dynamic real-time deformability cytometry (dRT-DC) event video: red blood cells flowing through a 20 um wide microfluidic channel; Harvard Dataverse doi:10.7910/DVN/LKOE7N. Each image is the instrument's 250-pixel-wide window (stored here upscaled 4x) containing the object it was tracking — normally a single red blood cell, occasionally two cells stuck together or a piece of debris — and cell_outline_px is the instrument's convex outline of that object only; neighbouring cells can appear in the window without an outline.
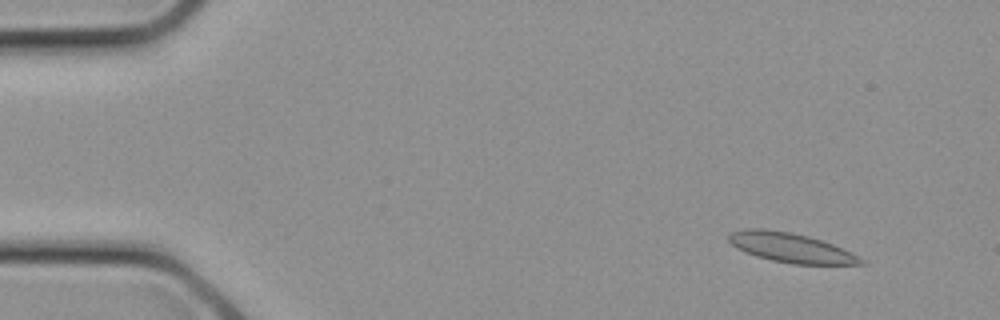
{"species": "common noctule bat (a hibernating species)", "species_latin": "Nyctalus noctula", "temperature_condition": "cold", "stored_images_in_passage": 9, "camera_frame_rate_fps": 3000, "um_per_image_px": 0.085, "animal": {"sex": "female", "body_mass_g": 21.9}, "frame": {"image": 1, "passage_image": 3, "time_ms": 0.667, "image_size_px": [1000, 320], "cell_outline_px": [[868, 264], [792, 264], [772, 260], [756, 256], [744, 252], [736, 248], [728, 240], [728, 232], [748, 228], [764, 228], [792, 232], [808, 236], [832, 244], [860, 256]], "centroid_in_image_um": [67.19, 21.04], "position_along_channel_um": 17.8, "area_um2": 22.83}}
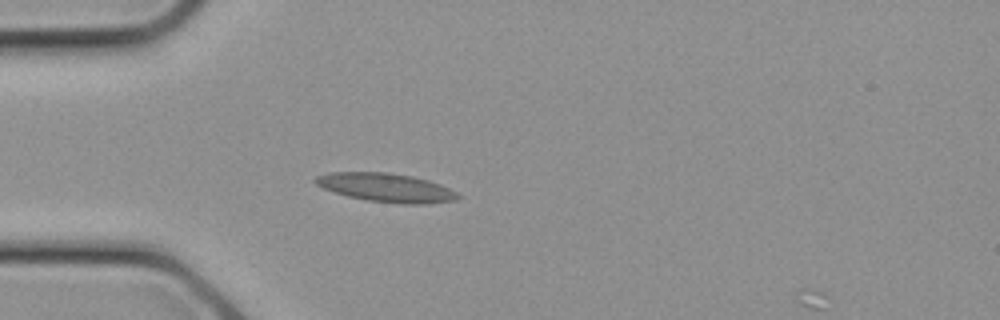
{"frame": {"image": 2, "passage_image": 8, "time_ms": 2.333, "image_size_px": [1000, 320], "cell_outline_px": [[460, 196], [456, 200], [424, 204], [404, 204], [368, 200], [348, 196], [324, 188], [316, 184], [312, 180], [316, 176], [328, 172], [388, 172], [412, 176], [428, 180], [440, 184], [456, 192]], "centroid_in_image_um": [32.81, 15.93], "position_along_channel_um": 52.2, "area_um2": 23.7}}